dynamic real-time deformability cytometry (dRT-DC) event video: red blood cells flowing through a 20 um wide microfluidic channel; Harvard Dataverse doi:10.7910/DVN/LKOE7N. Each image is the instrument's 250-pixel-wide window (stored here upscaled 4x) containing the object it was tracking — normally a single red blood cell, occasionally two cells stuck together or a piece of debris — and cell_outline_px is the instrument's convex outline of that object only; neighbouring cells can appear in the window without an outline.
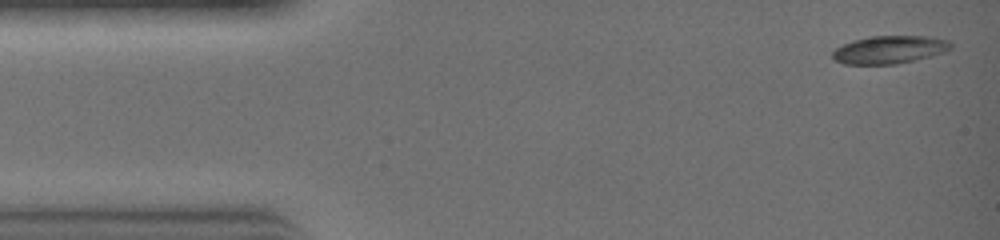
{"species": "common noctule bat (a hibernating species)", "species_latin": "Nyctalus noctula", "temperature_condition": "warm", "stored_images_in_passage": 8, "camera_frame_rate_fps": 3000, "um_per_image_px": 0.085, "animal": {"sex": "female", "body_mass_g": 19.0, "forearm_length_mm": 51.5}, "frame": {"image": 1, "passage_image": 1, "time_ms": 0.0, "image_size_px": [1000, 240], "cell_outline_px": [[952, 44], [948, 48], [940, 52], [928, 56], [912, 60], [892, 64], [844, 64], [836, 60], [832, 56], [832, 52], [836, 48], [852, 40], [872, 36], [924, 36], [948, 40]], "centroid_in_image_um": [75.52, 4.21], "position_along_channel_um": 9.5, "area_um2": 18.67}}
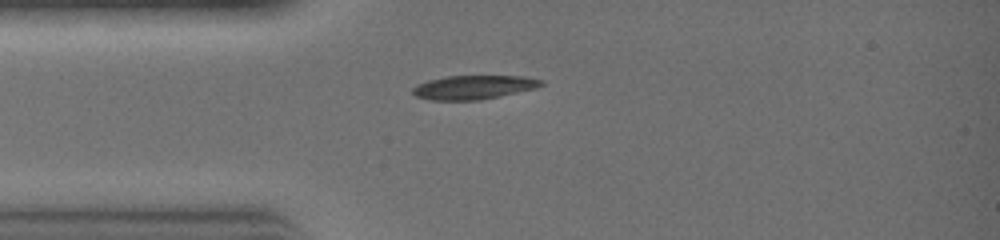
{"frame": {"image": 2, "passage_image": 7, "time_ms": 2.0, "image_size_px": [1000, 240], "cell_outline_px": [[544, 84], [536, 88], [500, 96], [480, 100], [432, 100], [416, 96], [412, 92], [412, 88], [416, 84], [428, 80], [444, 76], [528, 76], [544, 80]], "centroid_in_image_um": [40.27, 7.41], "position_along_channel_um": 44.7, "area_um2": 18.03}}